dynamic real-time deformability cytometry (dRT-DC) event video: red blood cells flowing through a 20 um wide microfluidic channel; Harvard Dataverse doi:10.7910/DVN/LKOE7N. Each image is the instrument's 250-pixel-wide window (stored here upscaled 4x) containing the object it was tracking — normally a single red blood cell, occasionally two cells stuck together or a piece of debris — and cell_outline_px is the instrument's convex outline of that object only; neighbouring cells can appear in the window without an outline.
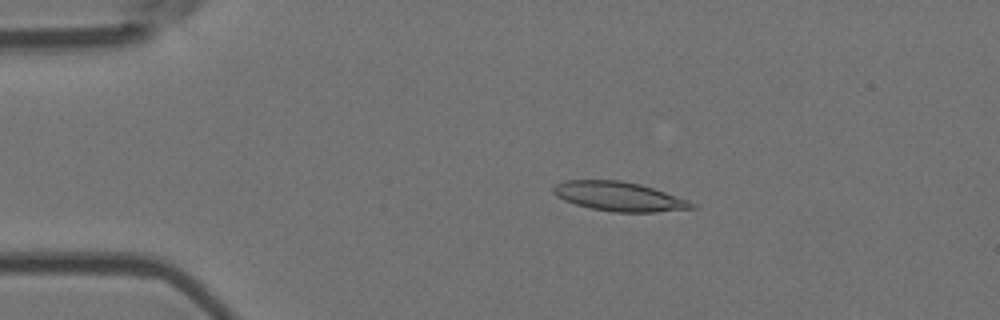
{"species": "Egyptian fruit bat (a non-hibernating species)", "species_latin": "Rousettus aegyptiacus", "temperature_condition": "room temperature", "stored_images_in_passage": 5, "camera_frame_rate_fps": 3000, "um_per_image_px": 0.085, "animal": {"sex": "female"}, "frame": {"image": 1, "passage_image": 3, "time_ms": 0.667, "image_size_px": [1000, 320], "cell_outline_px": [[696, 208], [656, 212], [616, 212], [592, 208], [576, 204], [564, 200], [556, 196], [552, 192], [552, 188], [556, 184], [564, 180], [620, 180], [640, 184], [688, 200], [696, 204]], "centroid_in_image_um": [52.61, 16.69], "position_along_channel_um": 32.4, "area_um2": 23.47}}
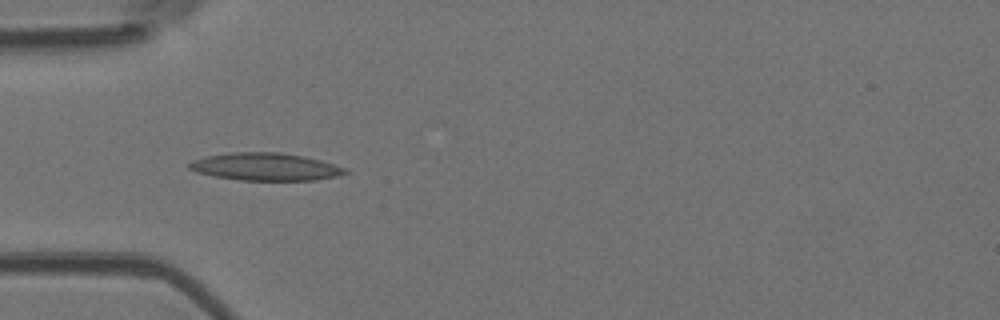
{"frame": {"image": 2, "passage_image": 4, "time_ms": 1.0, "image_size_px": [1000, 320], "cell_outline_px": [[348, 172], [336, 176], [316, 180], [240, 180], [212, 176], [196, 172], [188, 168], [188, 164], [192, 160], [204, 156], [232, 152], [280, 152], [304, 156], [320, 160], [344, 168]], "centroid_in_image_um": [22.49, 14.17], "position_along_channel_um": 62.5, "area_um2": 25.03}}
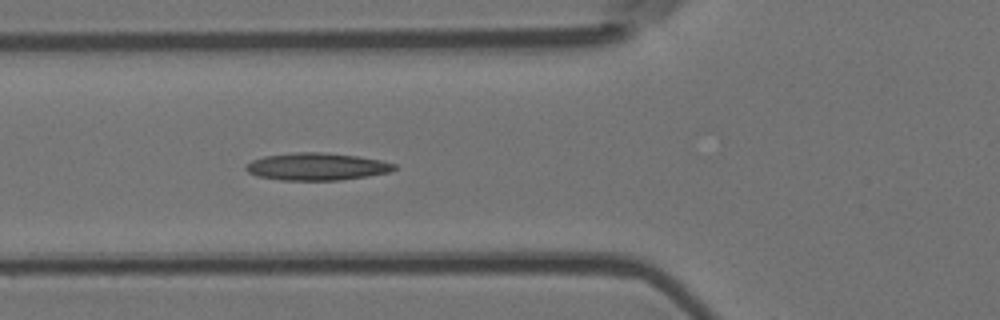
{"frame": {"image": 3, "passage_image": 5, "time_ms": 1.333, "image_size_px": [1000, 320], "cell_outline_px": [[396, 168], [388, 172], [368, 176], [340, 180], [280, 180], [256, 176], [248, 172], [244, 168], [252, 160], [264, 156], [296, 152], [320, 152], [356, 156], [380, 160], [396, 164]], "centroid_in_image_um": [26.9, 14.16], "position_along_channel_um": 98.9, "area_um2": 23.52}}